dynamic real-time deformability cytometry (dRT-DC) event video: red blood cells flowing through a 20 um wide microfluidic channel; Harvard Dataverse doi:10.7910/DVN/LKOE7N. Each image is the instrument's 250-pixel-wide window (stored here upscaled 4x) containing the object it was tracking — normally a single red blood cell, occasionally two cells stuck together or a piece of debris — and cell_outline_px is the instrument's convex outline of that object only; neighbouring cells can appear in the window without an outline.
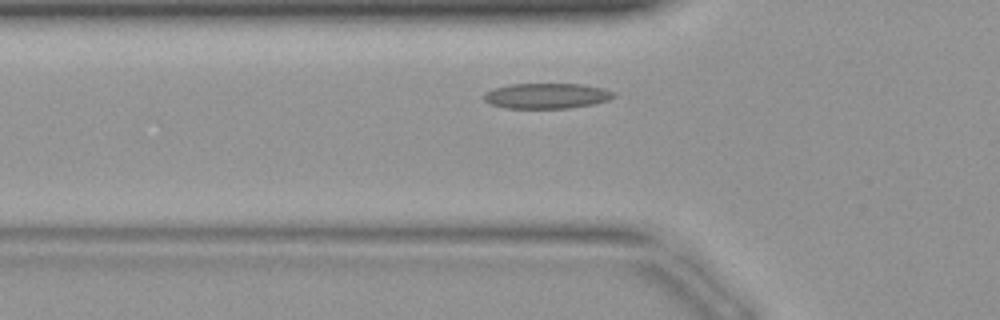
{"species": "common noctule bat (a hibernating species)", "species_latin": "Nyctalus noctula", "temperature_condition": "warm", "stored_images_in_passage": 31, "camera_frame_rate_fps": 3000, "um_per_image_px": 0.085, "animal": {"sex": "female", "body_mass_g": 19.9}, "frame": {"image": 1, "passage_image": 6, "time_ms": 1.667, "image_size_px": [1000, 320], "cell_outline_px": [[616, 96], [608, 100], [592, 104], [568, 108], [504, 108], [488, 104], [480, 96], [484, 92], [508, 84], [584, 84], [604, 88], [616, 92]], "centroid_in_image_um": [46.44, 8.14], "position_along_channel_um": 79.4, "area_um2": 19.48}}
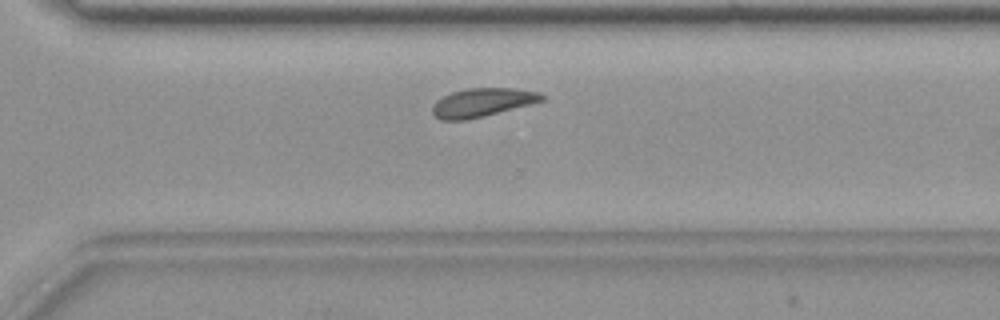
{"frame": {"image": 2, "passage_image": 22, "time_ms": 7.0, "image_size_px": [1000, 320], "cell_outline_px": [[544, 100], [484, 116], [464, 120], [440, 120], [432, 112], [432, 104], [436, 100], [452, 92], [468, 88], [516, 88], [540, 92], [544, 96]], "centroid_in_image_um": [40.97, 8.7], "position_along_channel_um": 329.6, "area_um2": 18.09}}
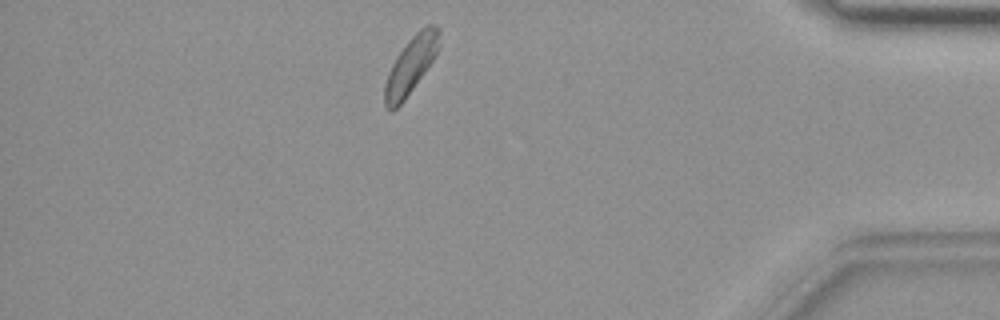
{"frame": {"image": 3, "passage_image": 29, "time_ms": 9.333, "image_size_px": [1000, 320], "cell_outline_px": [[440, 48], [424, 72], [404, 100], [392, 112], [388, 112], [384, 104], [384, 84], [388, 72], [396, 56], [408, 40], [420, 28], [428, 24], [436, 24], [440, 28]], "centroid_in_image_um": [34.91, 5.52], "position_along_channel_um": 400.3, "area_um2": 18.21}}